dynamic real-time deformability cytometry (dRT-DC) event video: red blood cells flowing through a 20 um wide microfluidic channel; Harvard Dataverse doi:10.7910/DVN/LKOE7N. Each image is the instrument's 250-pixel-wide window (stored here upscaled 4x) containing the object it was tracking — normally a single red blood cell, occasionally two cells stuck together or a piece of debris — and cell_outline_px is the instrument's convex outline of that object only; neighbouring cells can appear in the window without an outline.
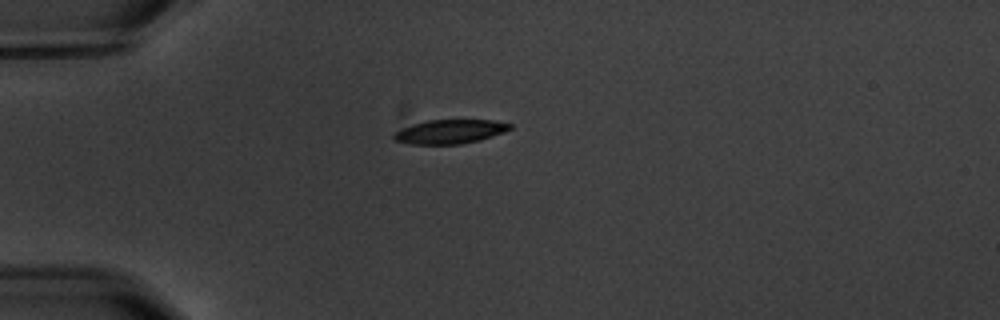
{"species": "common noctule bat (a hibernating species)", "species_latin": "Nyctalus noctula", "temperature_condition": "warm", "stored_images_in_passage": 2, "camera_frame_rate_fps": 3000, "um_per_image_px": 0.085, "animal": {"sex": "male", "body_mass_g": 20.1, "forearm_length_mm": 53.5}, "frame": {"image": 1, "passage_image": 1, "time_ms": 0.0, "image_size_px": [1000, 320], "cell_outline_px": [[512, 128], [504, 132], [480, 140], [460, 144], [412, 144], [392, 140], [392, 132], [400, 128], [412, 124], [428, 120], [492, 120], [512, 124]], "centroid_in_image_um": [38.19, 11.19], "position_along_channel_um": 46.8, "area_um2": 16.42}}